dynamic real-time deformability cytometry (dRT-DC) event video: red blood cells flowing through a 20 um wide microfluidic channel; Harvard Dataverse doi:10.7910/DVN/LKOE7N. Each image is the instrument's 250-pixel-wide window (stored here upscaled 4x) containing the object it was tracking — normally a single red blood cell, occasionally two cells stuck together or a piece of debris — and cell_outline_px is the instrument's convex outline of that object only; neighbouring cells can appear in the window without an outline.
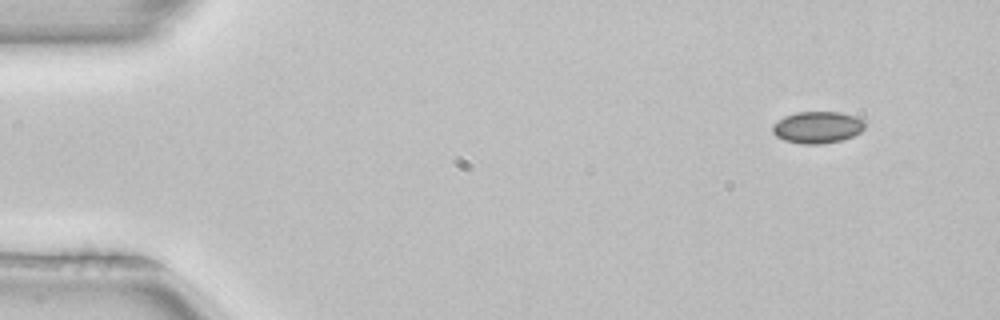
{"species": "common noctule bat (a hibernating species)", "species_latin": "Nyctalus noctula", "temperature_condition": "room temperature", "stored_images_in_passage": 4, "camera_frame_rate_fps": 3000, "um_per_image_px": 0.085, "animal": {"sex": "female", "body_mass_g": 22.7, "forearm_length_mm": 54.2}, "frame": {"image": 1, "passage_image": 1, "time_ms": 0.0, "image_size_px": [1000, 320], "cell_outline_px": [[864, 128], [860, 132], [852, 136], [840, 140], [820, 144], [800, 144], [784, 140], [776, 136], [772, 132], [772, 124], [776, 120], [784, 116], [796, 112], [840, 112], [856, 116], [864, 120]], "centroid_in_image_um": [69.44, 10.81], "position_along_channel_um": 15.6, "area_um2": 17.22}}
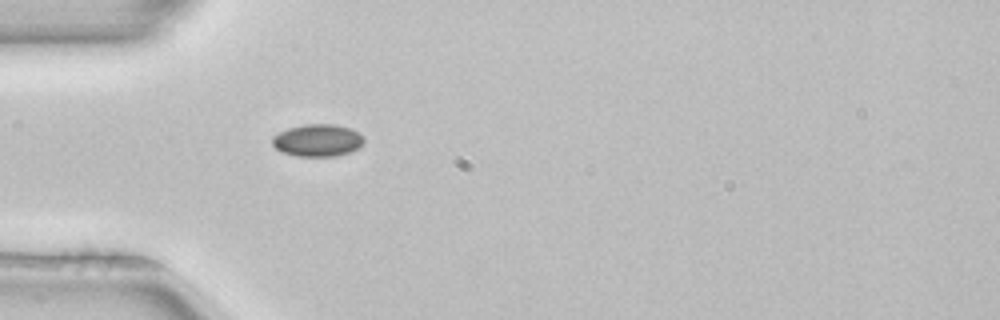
{"frame": {"image": 2, "passage_image": 4, "time_ms": 1.0, "image_size_px": [1000, 320], "cell_outline_px": [[364, 144], [352, 152], [336, 156], [296, 156], [280, 152], [272, 144], [272, 136], [288, 128], [304, 124], [332, 124], [348, 128], [364, 136]], "centroid_in_image_um": [26.99, 11.94], "position_along_channel_um": 58.0, "area_um2": 17.34}}